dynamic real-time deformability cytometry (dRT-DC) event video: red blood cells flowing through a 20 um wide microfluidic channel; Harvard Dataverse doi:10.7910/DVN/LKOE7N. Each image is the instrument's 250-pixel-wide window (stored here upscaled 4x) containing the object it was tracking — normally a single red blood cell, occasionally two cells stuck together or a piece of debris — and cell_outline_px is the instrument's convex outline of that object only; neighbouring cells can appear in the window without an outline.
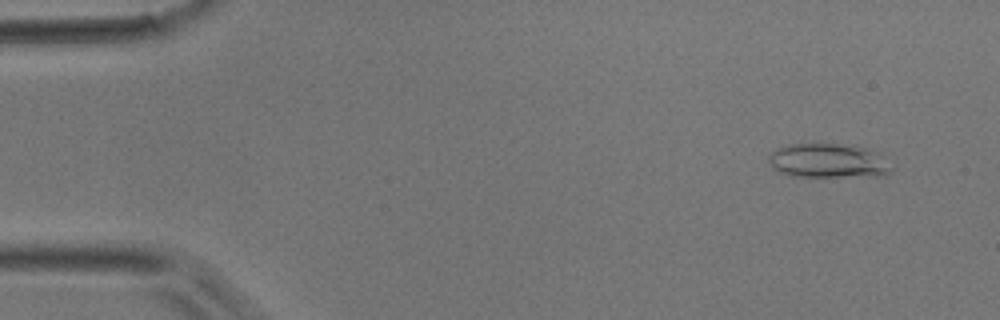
{"species": "common noctule bat (a hibernating species)", "species_latin": "Nyctalus noctula", "temperature_condition": "room temperature", "stored_images_in_passage": 43, "camera_frame_rate_fps": 3000, "um_per_image_px": 0.085, "animal": {"sex": "male", "body_mass_g": 17.9}, "frame": {"image": 1, "passage_image": 3, "time_ms": 0.667, "image_size_px": [1000, 320], "cell_outline_px": [[896, 168], [888, 176], [788, 176], [772, 168], [768, 160], [768, 156], [772, 152], [788, 144], [836, 144], [864, 148], [880, 152]], "centroid_in_image_um": [70.49, 13.69], "position_along_channel_um": 14.5, "area_um2": 24.85}}
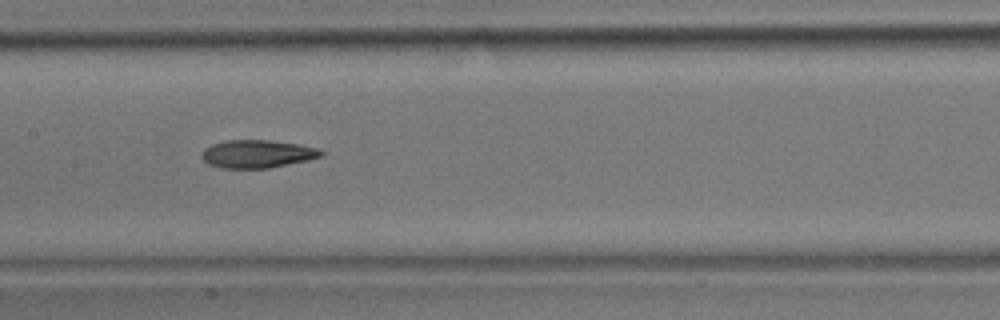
{"frame": {"image": 2, "passage_image": 21, "time_ms": 6.667, "image_size_px": [1000, 320], "cell_outline_px": [[324, 152], [320, 156], [308, 160], [268, 168], [220, 168], [208, 164], [200, 156], [204, 148], [212, 144], [224, 140], [268, 140], [300, 144], [320, 148]], "centroid_in_image_um": [21.85, 13.07], "position_along_channel_um": 185.6, "area_um2": 19.54}}
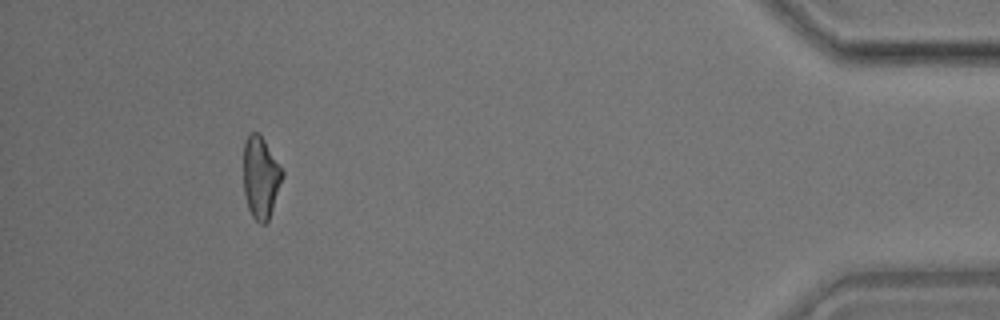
{"frame": {"image": 3, "passage_image": 40, "time_ms": 13.0, "image_size_px": [1000, 320], "cell_outline_px": [[284, 176], [268, 220], [264, 224], [260, 224], [252, 216], [248, 208], [244, 192], [244, 144], [248, 136], [252, 132], [256, 132], [264, 140], [284, 172]], "centroid_in_image_um": [22.16, 15.1], "position_along_channel_um": 413.0, "area_um2": 18.26}}